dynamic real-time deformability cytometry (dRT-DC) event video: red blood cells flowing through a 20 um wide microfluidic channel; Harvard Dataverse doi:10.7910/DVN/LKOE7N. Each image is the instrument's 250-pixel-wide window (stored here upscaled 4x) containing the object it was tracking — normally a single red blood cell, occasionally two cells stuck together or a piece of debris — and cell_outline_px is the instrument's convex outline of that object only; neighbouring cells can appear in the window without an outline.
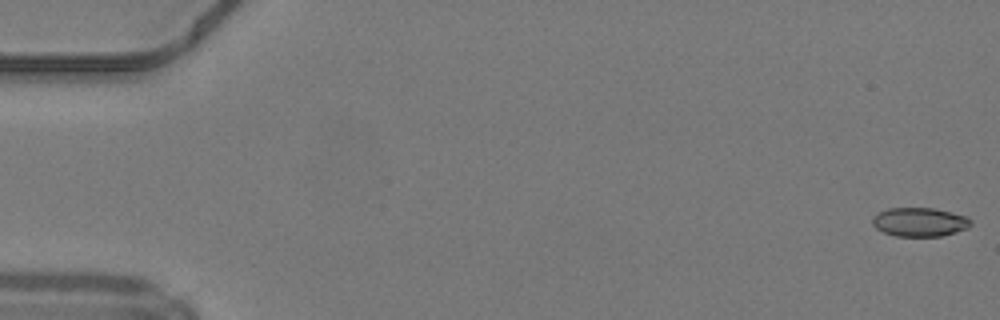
{"species": "common noctule bat (a hibernating species)", "species_latin": "Nyctalus noctula", "temperature_condition": "warm", "stored_images_in_passage": 49, "camera_frame_rate_fps": 3000, "um_per_image_px": 0.085, "animal": {"sex": "male", "body_mass_g": 19.2, "forearm_length_mm": 51.8}, "frame": {"image": 1, "passage_image": 1, "time_ms": 0.0, "image_size_px": [1000, 320], "cell_outline_px": [[972, 224], [968, 228], [956, 232], [940, 236], [896, 236], [884, 232], [876, 228], [872, 224], [872, 216], [876, 212], [888, 208], [936, 208], [968, 216], [972, 220]], "centroid_in_image_um": [78.18, 18.86], "position_along_channel_um": 6.8, "area_um2": 16.82}}
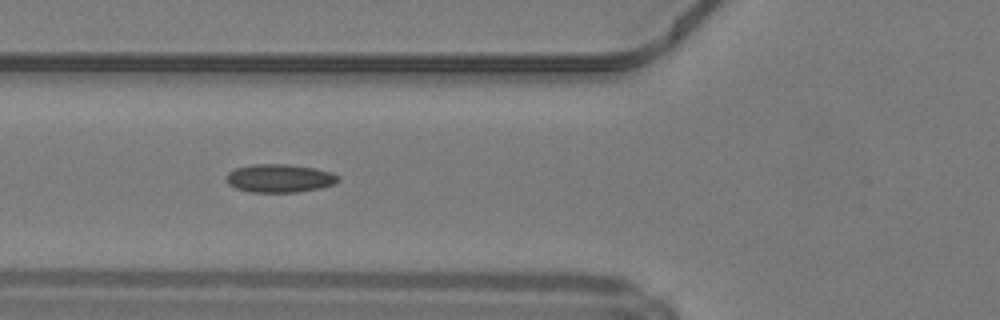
{"frame": {"image": 2, "passage_image": 19, "time_ms": 6.0, "image_size_px": [1000, 320], "cell_outline_px": [[340, 180], [332, 184], [320, 188], [296, 192], [252, 192], [236, 188], [228, 184], [228, 172], [236, 168], [252, 164], [288, 164], [316, 168], [332, 172], [340, 176]], "centroid_in_image_um": [23.8, 15.14], "position_along_channel_um": 102.0, "area_um2": 18.38}}
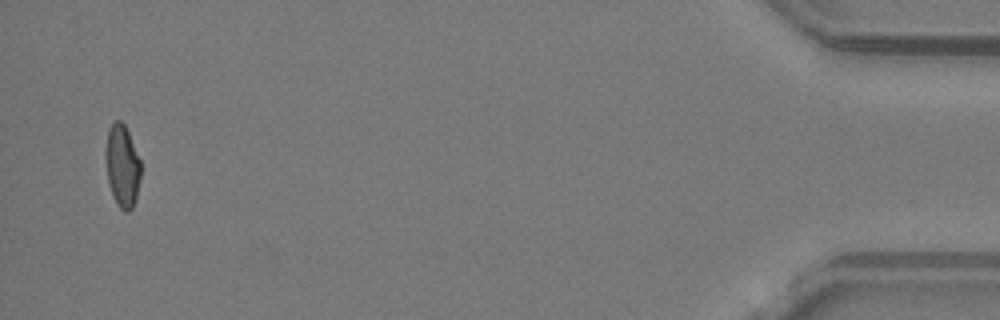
{"frame": {"image": 3, "passage_image": 48, "time_ms": 15.667, "image_size_px": [1000, 320], "cell_outline_px": [[140, 180], [136, 200], [132, 208], [128, 212], [124, 212], [120, 208], [112, 196], [108, 180], [104, 156], [104, 148], [108, 128], [116, 120], [120, 120], [124, 124], [128, 132], [140, 160]], "centroid_in_image_um": [10.37, 14.11], "position_along_channel_um": 424.8, "area_um2": 17.11}, "authors_computed_cell_mechanics": {"area_um2": 17.34, "velocity_mm_per_s": 4.2385, "shape_relaxation_time_tau1_ms": null, "shape_relaxation_time_tau2_ms": 2.4786, "deformation_change_tau1": null, "deformation_change_tau2": 0.0779}}